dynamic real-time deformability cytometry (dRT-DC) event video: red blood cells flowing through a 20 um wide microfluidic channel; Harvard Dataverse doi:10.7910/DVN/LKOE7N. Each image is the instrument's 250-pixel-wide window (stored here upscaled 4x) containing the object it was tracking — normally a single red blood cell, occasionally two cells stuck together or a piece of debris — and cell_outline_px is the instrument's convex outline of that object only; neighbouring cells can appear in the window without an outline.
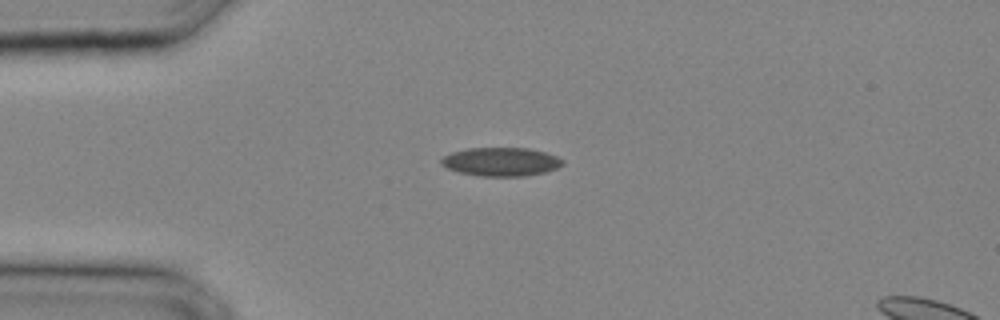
{"species": "common noctule bat (a hibernating species)", "species_latin": "Nyctalus noctula", "temperature_condition": "cold", "stored_images_in_passage": 24, "camera_frame_rate_fps": 3000, "um_per_image_px": 0.085, "animal": {"sex": "male", "body_mass_g": 20.4}, "frame": {"image": 1, "passage_image": 1, "time_ms": 0.0, "image_size_px": [1000, 320], "cell_outline_px": [[564, 164], [556, 168], [544, 172], [524, 176], [480, 176], [460, 172], [448, 168], [440, 164], [440, 160], [444, 156], [452, 152], [468, 148], [528, 148], [544, 152], [556, 156], [564, 160]], "centroid_in_image_um": [42.58, 13.74], "position_along_channel_um": 42.4, "area_um2": 20.11}}
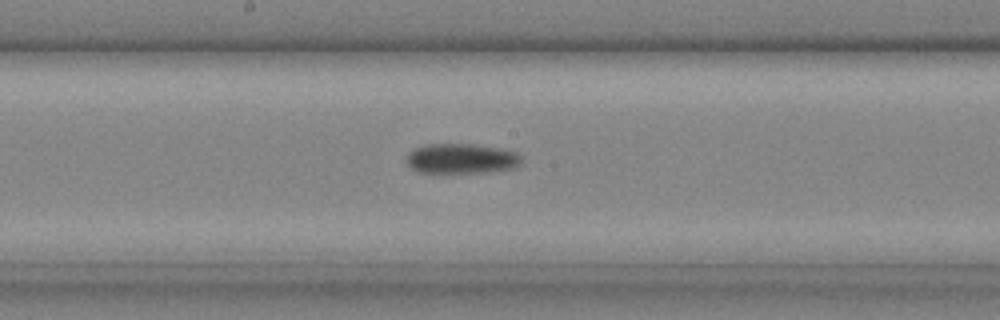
{"frame": {"image": 2, "passage_image": 10, "time_ms": 3.0, "image_size_px": [1000, 320], "cell_outline_px": [[524, 156], [520, 164], [516, 168], [488, 172], [416, 172], [408, 164], [408, 152], [412, 148], [424, 144], [472, 144], [504, 148], [516, 152]], "centroid_in_image_um": [39.27, 13.47], "position_along_channel_um": 208.9, "area_um2": 20.4}}
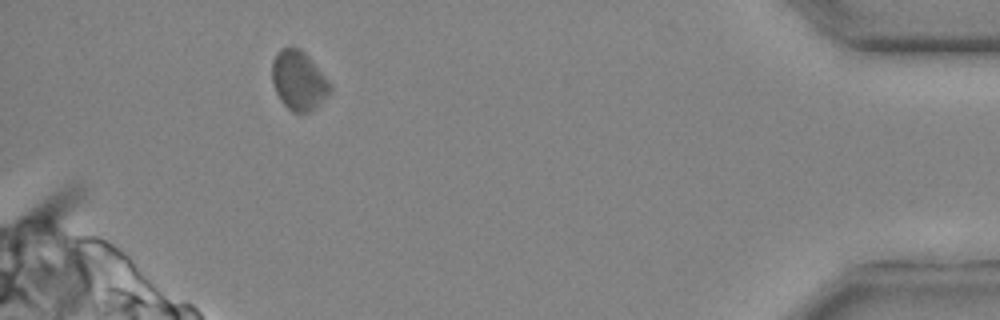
{"frame": {"image": 3, "passage_image": 22, "time_ms": 7.0, "image_size_px": [1000, 320], "cell_outline_px": [[332, 92], [316, 108], [308, 112], [292, 112], [280, 100], [276, 92], [272, 80], [272, 60], [276, 52], [280, 48], [300, 48], [308, 56], [332, 84]], "centroid_in_image_um": [25.4, 6.85], "position_along_channel_um": 409.8, "area_um2": 20.17}}